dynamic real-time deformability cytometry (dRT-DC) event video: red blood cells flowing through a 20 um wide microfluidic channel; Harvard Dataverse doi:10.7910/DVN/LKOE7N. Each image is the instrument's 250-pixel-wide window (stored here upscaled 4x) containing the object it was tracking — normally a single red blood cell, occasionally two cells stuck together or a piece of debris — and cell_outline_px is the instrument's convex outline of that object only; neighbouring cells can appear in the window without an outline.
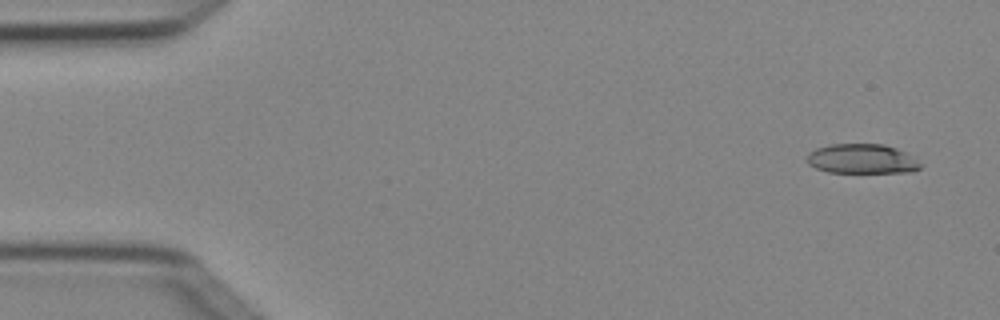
{"species": "Egyptian fruit bat (a non-hibernating species)", "species_latin": "Rousettus aegyptiacus", "temperature_condition": "cold", "stored_images_in_passage": 5, "camera_frame_rate_fps": 3000, "um_per_image_px": 0.085, "animal": {"sex": "female"}, "frame": {"image": 1, "passage_image": 1, "time_ms": 0.0, "image_size_px": [1000, 320], "cell_outline_px": [[924, 164], [920, 168], [912, 172], [828, 172], [816, 168], [808, 164], [808, 152], [816, 148], [828, 144], [884, 144], [896, 148], [912, 156]], "centroid_in_image_um": [73.28, 13.5], "position_along_channel_um": 11.7, "area_um2": 19.65}}
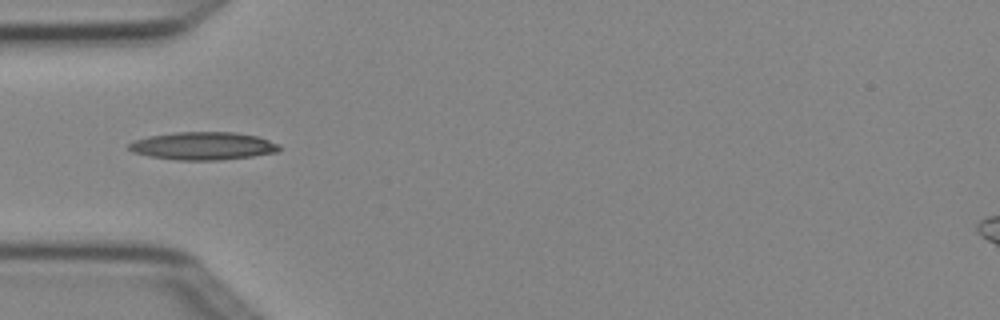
{"frame": {"image": 2, "passage_image": 4, "time_ms": 1.0, "image_size_px": [1000, 320], "cell_outline_px": [[280, 152], [252, 156], [220, 160], [176, 160], [148, 156], [132, 152], [128, 148], [128, 144], [132, 140], [148, 136], [176, 132], [236, 132], [256, 136], [280, 144]], "centroid_in_image_um": [17.24, 12.4], "position_along_channel_um": 67.8, "area_um2": 24.62}}
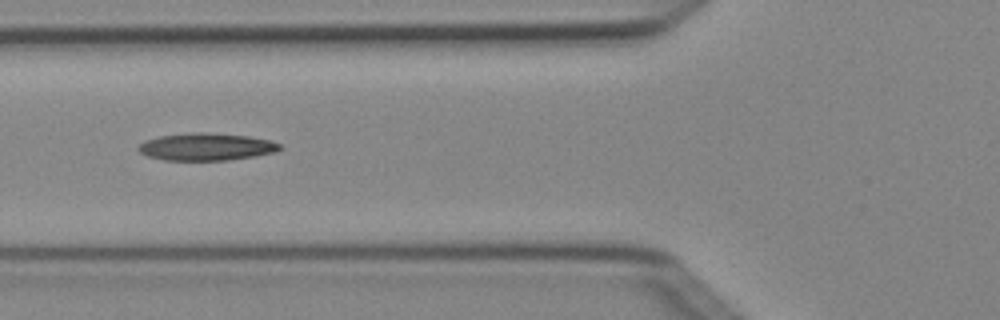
{"frame": {"image": 3, "passage_image": 5, "time_ms": 1.333, "image_size_px": [1000, 320], "cell_outline_px": [[284, 148], [276, 152], [228, 160], [164, 160], [148, 156], [140, 152], [136, 148], [144, 140], [160, 136], [188, 132], [204, 132], [248, 136], [268, 140], [280, 144]], "centroid_in_image_um": [17.51, 12.47], "position_along_channel_um": 108.3, "area_um2": 22.54}}